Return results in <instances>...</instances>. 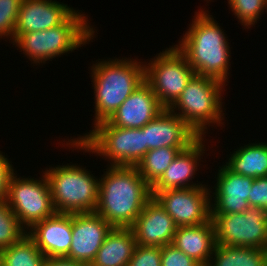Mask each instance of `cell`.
I'll list each match as a JSON object with an SVG mask.
<instances>
[{
  "mask_svg": "<svg viewBox=\"0 0 267 266\" xmlns=\"http://www.w3.org/2000/svg\"><path fill=\"white\" fill-rule=\"evenodd\" d=\"M27 230L20 224L7 201L0 202V250L19 242Z\"/></svg>",
  "mask_w": 267,
  "mask_h": 266,
  "instance_id": "cell-26",
  "label": "cell"
},
{
  "mask_svg": "<svg viewBox=\"0 0 267 266\" xmlns=\"http://www.w3.org/2000/svg\"><path fill=\"white\" fill-rule=\"evenodd\" d=\"M143 62L144 81L151 87L159 103L167 109L196 74L175 45L156 54L149 62Z\"/></svg>",
  "mask_w": 267,
  "mask_h": 266,
  "instance_id": "cell-8",
  "label": "cell"
},
{
  "mask_svg": "<svg viewBox=\"0 0 267 266\" xmlns=\"http://www.w3.org/2000/svg\"><path fill=\"white\" fill-rule=\"evenodd\" d=\"M234 150L224 163L229 170L254 179L267 176L266 142L255 141Z\"/></svg>",
  "mask_w": 267,
  "mask_h": 266,
  "instance_id": "cell-22",
  "label": "cell"
},
{
  "mask_svg": "<svg viewBox=\"0 0 267 266\" xmlns=\"http://www.w3.org/2000/svg\"><path fill=\"white\" fill-rule=\"evenodd\" d=\"M136 245L131 228H113L89 266H127Z\"/></svg>",
  "mask_w": 267,
  "mask_h": 266,
  "instance_id": "cell-21",
  "label": "cell"
},
{
  "mask_svg": "<svg viewBox=\"0 0 267 266\" xmlns=\"http://www.w3.org/2000/svg\"><path fill=\"white\" fill-rule=\"evenodd\" d=\"M187 148L161 147L149 150L136 165L145 182L152 187L173 162L178 153Z\"/></svg>",
  "mask_w": 267,
  "mask_h": 266,
  "instance_id": "cell-25",
  "label": "cell"
},
{
  "mask_svg": "<svg viewBox=\"0 0 267 266\" xmlns=\"http://www.w3.org/2000/svg\"><path fill=\"white\" fill-rule=\"evenodd\" d=\"M108 166L99 177L96 213L113 228H131L152 198L136 166Z\"/></svg>",
  "mask_w": 267,
  "mask_h": 266,
  "instance_id": "cell-1",
  "label": "cell"
},
{
  "mask_svg": "<svg viewBox=\"0 0 267 266\" xmlns=\"http://www.w3.org/2000/svg\"><path fill=\"white\" fill-rule=\"evenodd\" d=\"M77 164L45 168L52 203L56 213L76 214L95 212L98 202L99 178ZM89 170V171H88Z\"/></svg>",
  "mask_w": 267,
  "mask_h": 266,
  "instance_id": "cell-7",
  "label": "cell"
},
{
  "mask_svg": "<svg viewBox=\"0 0 267 266\" xmlns=\"http://www.w3.org/2000/svg\"><path fill=\"white\" fill-rule=\"evenodd\" d=\"M229 9L244 29H249L261 19L264 10L267 12V0H227Z\"/></svg>",
  "mask_w": 267,
  "mask_h": 266,
  "instance_id": "cell-27",
  "label": "cell"
},
{
  "mask_svg": "<svg viewBox=\"0 0 267 266\" xmlns=\"http://www.w3.org/2000/svg\"><path fill=\"white\" fill-rule=\"evenodd\" d=\"M227 85L195 74L168 109L184 120L199 137H206L210 126L212 128L216 124L215 127H222L225 124L222 122L226 115L222 99Z\"/></svg>",
  "mask_w": 267,
  "mask_h": 266,
  "instance_id": "cell-6",
  "label": "cell"
},
{
  "mask_svg": "<svg viewBox=\"0 0 267 266\" xmlns=\"http://www.w3.org/2000/svg\"><path fill=\"white\" fill-rule=\"evenodd\" d=\"M207 266H267V249L216 244Z\"/></svg>",
  "mask_w": 267,
  "mask_h": 266,
  "instance_id": "cell-23",
  "label": "cell"
},
{
  "mask_svg": "<svg viewBox=\"0 0 267 266\" xmlns=\"http://www.w3.org/2000/svg\"><path fill=\"white\" fill-rule=\"evenodd\" d=\"M161 266H201L173 244L161 247Z\"/></svg>",
  "mask_w": 267,
  "mask_h": 266,
  "instance_id": "cell-30",
  "label": "cell"
},
{
  "mask_svg": "<svg viewBox=\"0 0 267 266\" xmlns=\"http://www.w3.org/2000/svg\"><path fill=\"white\" fill-rule=\"evenodd\" d=\"M45 261L46 257L27 234L0 250V266H45Z\"/></svg>",
  "mask_w": 267,
  "mask_h": 266,
  "instance_id": "cell-24",
  "label": "cell"
},
{
  "mask_svg": "<svg viewBox=\"0 0 267 266\" xmlns=\"http://www.w3.org/2000/svg\"><path fill=\"white\" fill-rule=\"evenodd\" d=\"M208 10L200 8L175 46L185 55L197 75L228 83L231 49L225 30Z\"/></svg>",
  "mask_w": 267,
  "mask_h": 266,
  "instance_id": "cell-2",
  "label": "cell"
},
{
  "mask_svg": "<svg viewBox=\"0 0 267 266\" xmlns=\"http://www.w3.org/2000/svg\"><path fill=\"white\" fill-rule=\"evenodd\" d=\"M172 244L201 266H207L216 246L212 219L199 225L177 227Z\"/></svg>",
  "mask_w": 267,
  "mask_h": 266,
  "instance_id": "cell-20",
  "label": "cell"
},
{
  "mask_svg": "<svg viewBox=\"0 0 267 266\" xmlns=\"http://www.w3.org/2000/svg\"><path fill=\"white\" fill-rule=\"evenodd\" d=\"M216 244L267 249V210L250 206L243 213L211 215Z\"/></svg>",
  "mask_w": 267,
  "mask_h": 266,
  "instance_id": "cell-10",
  "label": "cell"
},
{
  "mask_svg": "<svg viewBox=\"0 0 267 266\" xmlns=\"http://www.w3.org/2000/svg\"><path fill=\"white\" fill-rule=\"evenodd\" d=\"M127 266H161V247L137 244Z\"/></svg>",
  "mask_w": 267,
  "mask_h": 266,
  "instance_id": "cell-29",
  "label": "cell"
},
{
  "mask_svg": "<svg viewBox=\"0 0 267 266\" xmlns=\"http://www.w3.org/2000/svg\"><path fill=\"white\" fill-rule=\"evenodd\" d=\"M112 229L96 212L72 214V242L65 258L89 266Z\"/></svg>",
  "mask_w": 267,
  "mask_h": 266,
  "instance_id": "cell-12",
  "label": "cell"
},
{
  "mask_svg": "<svg viewBox=\"0 0 267 266\" xmlns=\"http://www.w3.org/2000/svg\"><path fill=\"white\" fill-rule=\"evenodd\" d=\"M248 204L267 210V176L253 180Z\"/></svg>",
  "mask_w": 267,
  "mask_h": 266,
  "instance_id": "cell-31",
  "label": "cell"
},
{
  "mask_svg": "<svg viewBox=\"0 0 267 266\" xmlns=\"http://www.w3.org/2000/svg\"><path fill=\"white\" fill-rule=\"evenodd\" d=\"M80 11L75 10L56 27L21 34L13 45L20 49L19 52L23 51L24 57L35 65L45 64L48 60L81 49V46L93 42L97 30L90 25L88 15Z\"/></svg>",
  "mask_w": 267,
  "mask_h": 266,
  "instance_id": "cell-4",
  "label": "cell"
},
{
  "mask_svg": "<svg viewBox=\"0 0 267 266\" xmlns=\"http://www.w3.org/2000/svg\"><path fill=\"white\" fill-rule=\"evenodd\" d=\"M131 57L94 61L91 67L94 89L93 125L108 120L119 106L144 82V63Z\"/></svg>",
  "mask_w": 267,
  "mask_h": 266,
  "instance_id": "cell-3",
  "label": "cell"
},
{
  "mask_svg": "<svg viewBox=\"0 0 267 266\" xmlns=\"http://www.w3.org/2000/svg\"><path fill=\"white\" fill-rule=\"evenodd\" d=\"M210 187L158 191L153 197L172 217L177 227L206 223L211 219Z\"/></svg>",
  "mask_w": 267,
  "mask_h": 266,
  "instance_id": "cell-11",
  "label": "cell"
},
{
  "mask_svg": "<svg viewBox=\"0 0 267 266\" xmlns=\"http://www.w3.org/2000/svg\"><path fill=\"white\" fill-rule=\"evenodd\" d=\"M0 151V202L7 201L9 181L15 171L12 161Z\"/></svg>",
  "mask_w": 267,
  "mask_h": 266,
  "instance_id": "cell-32",
  "label": "cell"
},
{
  "mask_svg": "<svg viewBox=\"0 0 267 266\" xmlns=\"http://www.w3.org/2000/svg\"><path fill=\"white\" fill-rule=\"evenodd\" d=\"M27 235L46 258L66 257L72 242V214L55 213L35 223Z\"/></svg>",
  "mask_w": 267,
  "mask_h": 266,
  "instance_id": "cell-18",
  "label": "cell"
},
{
  "mask_svg": "<svg viewBox=\"0 0 267 266\" xmlns=\"http://www.w3.org/2000/svg\"><path fill=\"white\" fill-rule=\"evenodd\" d=\"M23 0H0V40L6 37L14 42V30Z\"/></svg>",
  "mask_w": 267,
  "mask_h": 266,
  "instance_id": "cell-28",
  "label": "cell"
},
{
  "mask_svg": "<svg viewBox=\"0 0 267 266\" xmlns=\"http://www.w3.org/2000/svg\"><path fill=\"white\" fill-rule=\"evenodd\" d=\"M42 172L39 179L23 178L16 172L9 181L8 205L26 230L56 213L49 181Z\"/></svg>",
  "mask_w": 267,
  "mask_h": 266,
  "instance_id": "cell-9",
  "label": "cell"
},
{
  "mask_svg": "<svg viewBox=\"0 0 267 266\" xmlns=\"http://www.w3.org/2000/svg\"><path fill=\"white\" fill-rule=\"evenodd\" d=\"M76 9L56 0H23L14 30V41L24 33L62 24Z\"/></svg>",
  "mask_w": 267,
  "mask_h": 266,
  "instance_id": "cell-16",
  "label": "cell"
},
{
  "mask_svg": "<svg viewBox=\"0 0 267 266\" xmlns=\"http://www.w3.org/2000/svg\"><path fill=\"white\" fill-rule=\"evenodd\" d=\"M215 179L216 184L210 188L215 191L210 190L211 215L243 213L250 207L248 197L254 178L233 173L223 164Z\"/></svg>",
  "mask_w": 267,
  "mask_h": 266,
  "instance_id": "cell-13",
  "label": "cell"
},
{
  "mask_svg": "<svg viewBox=\"0 0 267 266\" xmlns=\"http://www.w3.org/2000/svg\"><path fill=\"white\" fill-rule=\"evenodd\" d=\"M45 266H87V265L63 257V258H46Z\"/></svg>",
  "mask_w": 267,
  "mask_h": 266,
  "instance_id": "cell-33",
  "label": "cell"
},
{
  "mask_svg": "<svg viewBox=\"0 0 267 266\" xmlns=\"http://www.w3.org/2000/svg\"><path fill=\"white\" fill-rule=\"evenodd\" d=\"M204 139L205 137H199L187 149L178 153L160 179L151 187L152 197L161 190L210 187V185L203 184V182L195 183V181H192L195 175L198 174L196 173L200 169L198 167L202 165H199L201 161L203 162L201 158L203 159L204 154L207 152Z\"/></svg>",
  "mask_w": 267,
  "mask_h": 266,
  "instance_id": "cell-15",
  "label": "cell"
},
{
  "mask_svg": "<svg viewBox=\"0 0 267 266\" xmlns=\"http://www.w3.org/2000/svg\"><path fill=\"white\" fill-rule=\"evenodd\" d=\"M140 246L162 247L172 244L177 225L158 201L152 197L131 227Z\"/></svg>",
  "mask_w": 267,
  "mask_h": 266,
  "instance_id": "cell-17",
  "label": "cell"
},
{
  "mask_svg": "<svg viewBox=\"0 0 267 266\" xmlns=\"http://www.w3.org/2000/svg\"><path fill=\"white\" fill-rule=\"evenodd\" d=\"M89 131L83 136L63 140V147L66 145L100 156L110 166H136L145 155L144 127L119 128L105 120Z\"/></svg>",
  "mask_w": 267,
  "mask_h": 266,
  "instance_id": "cell-5",
  "label": "cell"
},
{
  "mask_svg": "<svg viewBox=\"0 0 267 266\" xmlns=\"http://www.w3.org/2000/svg\"><path fill=\"white\" fill-rule=\"evenodd\" d=\"M165 108L144 81L107 120L119 128H143Z\"/></svg>",
  "mask_w": 267,
  "mask_h": 266,
  "instance_id": "cell-19",
  "label": "cell"
},
{
  "mask_svg": "<svg viewBox=\"0 0 267 266\" xmlns=\"http://www.w3.org/2000/svg\"><path fill=\"white\" fill-rule=\"evenodd\" d=\"M198 138L184 120L165 108L144 126L145 154L161 147L188 148Z\"/></svg>",
  "mask_w": 267,
  "mask_h": 266,
  "instance_id": "cell-14",
  "label": "cell"
}]
</instances>
